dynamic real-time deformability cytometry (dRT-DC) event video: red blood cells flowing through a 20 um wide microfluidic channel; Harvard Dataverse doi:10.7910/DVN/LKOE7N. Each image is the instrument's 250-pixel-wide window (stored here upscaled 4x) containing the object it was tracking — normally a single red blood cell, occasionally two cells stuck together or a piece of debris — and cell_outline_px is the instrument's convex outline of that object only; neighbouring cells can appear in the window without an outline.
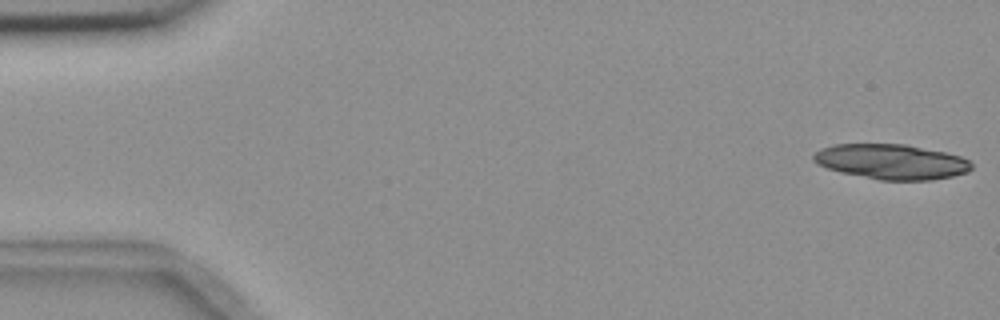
{"species": "common noctule bat (a hibernating species)", "species_latin": "Nyctalus noctula", "temperature_condition": "room temperature", "stored_images_in_passage": 5, "camera_frame_rate_fps": 3000, "um_per_image_px": 0.085, "animal": {"sex": "female", "body_mass_g": 18.4}, "frame": {"image": 1, "passage_image": 1, "time_ms": 0.0, "image_size_px": [1000, 320], "cell_outline_px": [[972, 168], [968, 172], [952, 176], [928, 180], [880, 180], [840, 172], [816, 164], [812, 160], [812, 156], [820, 148], [832, 144], [904, 144], [944, 152], [960, 156], [968, 160], [972, 164]], "centroid_in_image_um": [75.73, 13.74], "position_along_channel_um": 9.3, "area_um2": 32.25}}